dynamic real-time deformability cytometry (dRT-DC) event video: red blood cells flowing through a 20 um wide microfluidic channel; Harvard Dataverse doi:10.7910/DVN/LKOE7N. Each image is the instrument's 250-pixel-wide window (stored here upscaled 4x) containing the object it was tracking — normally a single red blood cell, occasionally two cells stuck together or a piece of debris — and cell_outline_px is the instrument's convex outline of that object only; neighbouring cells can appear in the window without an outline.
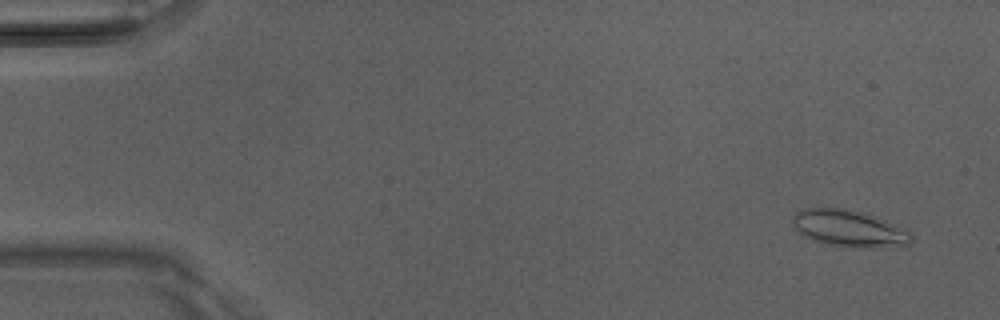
{"species": "Egyptian fruit bat (a non-hibernating species)", "species_latin": "Rousettus aegyptiacus", "temperature_condition": "room temperature", "stored_images_in_passage": 50, "camera_frame_rate_fps": 3000, "um_per_image_px": 0.085, "animal": {"sex": "male"}, "frame": {"image": 1, "passage_image": 3, "time_ms": 0.667, "image_size_px": [1000, 320], "cell_outline_px": [[912, 244], [876, 248], [852, 248], [828, 244], [804, 236], [796, 232], [792, 224], [792, 216], [796, 212], [804, 208], [844, 208], [876, 216], [908, 228], [912, 236]], "centroid_in_image_um": [72.21, 19.42], "position_along_channel_um": 12.8, "area_um2": 25.89}}
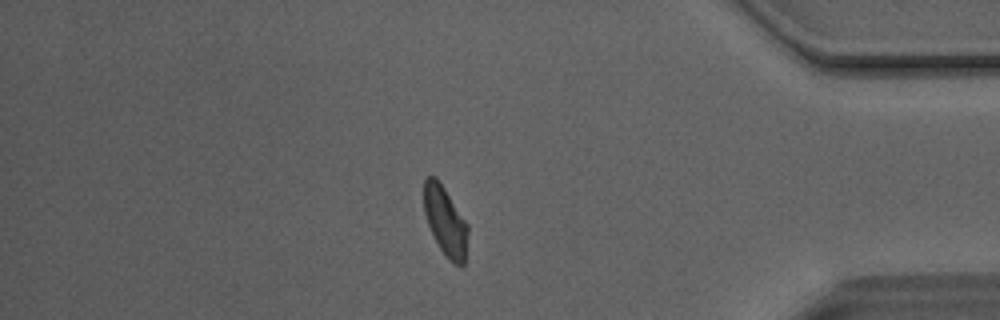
{"frame": {"image": 2, "passage_image": 43, "time_ms": 14.0, "image_size_px": [1000, 320], "cell_outline_px": [[468, 232], [464, 264], [452, 264], [448, 260], [440, 248], [428, 224], [424, 212], [424, 176], [436, 176], [468, 224]], "centroid_in_image_um": [37.85, 18.78], "position_along_channel_um": 397.4, "area_um2": 17.57}}
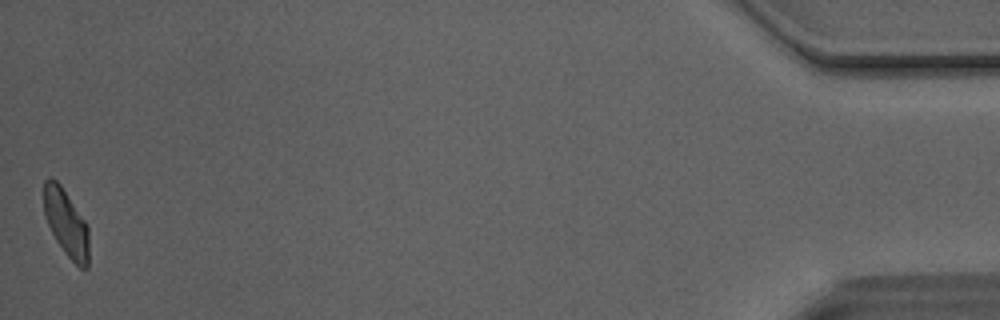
{"frame": {"image": 3, "passage_image": 50, "time_ms": 16.333, "image_size_px": [1000, 320], "cell_outline_px": [[88, 268], [80, 268], [64, 252], [56, 240], [48, 224], [44, 212], [44, 180], [48, 176], [52, 176], [60, 184], [88, 224]], "centroid_in_image_um": [5.62, 18.92], "position_along_channel_um": 429.6, "area_um2": 17.57}, "authors_computed_cell_mechanics": {"area_um2": 18.8428, "velocity_mm_per_s": 4.1024, "shape_relaxation_time_tau1_ms": 6.5246, "shape_relaxation_time_tau2_ms": 2.1091, "deformation_change_tau1": 0.147, "deformation_change_tau2": 0.079}}